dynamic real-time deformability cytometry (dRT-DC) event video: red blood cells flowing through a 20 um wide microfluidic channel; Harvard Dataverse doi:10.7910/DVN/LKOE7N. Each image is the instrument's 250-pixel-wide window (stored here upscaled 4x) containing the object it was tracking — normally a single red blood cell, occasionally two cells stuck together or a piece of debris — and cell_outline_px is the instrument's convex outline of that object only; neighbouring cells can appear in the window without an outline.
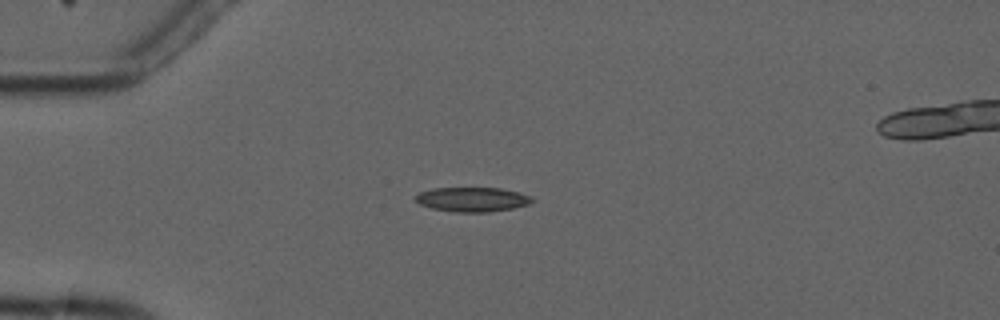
{"species": "common noctule bat (a hibernating species)", "species_latin": "Nyctalus noctula", "temperature_condition": "cold", "stored_images_in_passage": 7, "camera_frame_rate_fps": 3000, "um_per_image_px": 0.085, "animal": {"sex": "male", "forearm_length_mm": 52.5}, "frame": {"image": 1, "passage_image": 4, "time_ms": 4.333, "image_size_px": [1000, 320], "cell_outline_px": [[536, 200], [528, 204], [512, 208], [488, 212], [456, 212], [432, 208], [420, 204], [416, 200], [416, 196], [420, 192], [432, 188], [500, 188], [532, 196]], "centroid_in_image_um": [40.16, 16.95], "position_along_channel_um": 44.8, "area_um2": 16.47}}
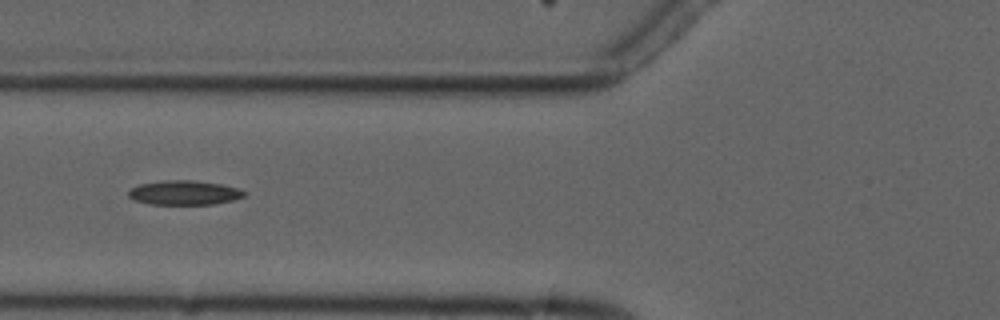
{"frame": {"image": 2, "passage_image": 6, "time_ms": 6.667, "image_size_px": [1000, 320], "cell_outline_px": [[248, 192], [244, 196], [236, 200], [212, 204], [148, 204], [132, 200], [128, 196], [128, 192], [132, 188], [140, 184], [164, 180], [188, 180], [220, 184], [240, 188]], "centroid_in_image_um": [15.68, 16.38], "position_along_channel_um": 110.1, "area_um2": 16.53}}
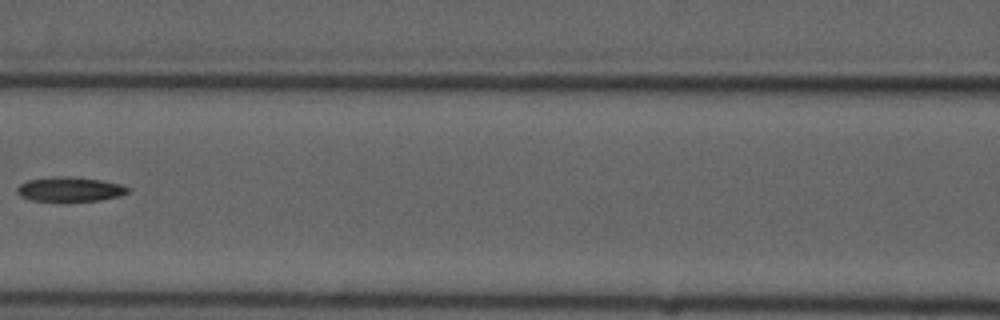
{"frame": {"image": 3, "passage_image": 7, "time_ms": 8.0, "image_size_px": [1000, 320], "cell_outline_px": [[132, 188], [128, 192], [120, 196], [100, 200], [64, 204], [32, 200], [20, 196], [16, 192], [16, 188], [20, 184], [28, 180], [56, 176], [68, 176], [100, 180], [120, 184]], "centroid_in_image_um": [5.92, 16.13], "position_along_channel_um": 160.7, "area_um2": 16.59}}